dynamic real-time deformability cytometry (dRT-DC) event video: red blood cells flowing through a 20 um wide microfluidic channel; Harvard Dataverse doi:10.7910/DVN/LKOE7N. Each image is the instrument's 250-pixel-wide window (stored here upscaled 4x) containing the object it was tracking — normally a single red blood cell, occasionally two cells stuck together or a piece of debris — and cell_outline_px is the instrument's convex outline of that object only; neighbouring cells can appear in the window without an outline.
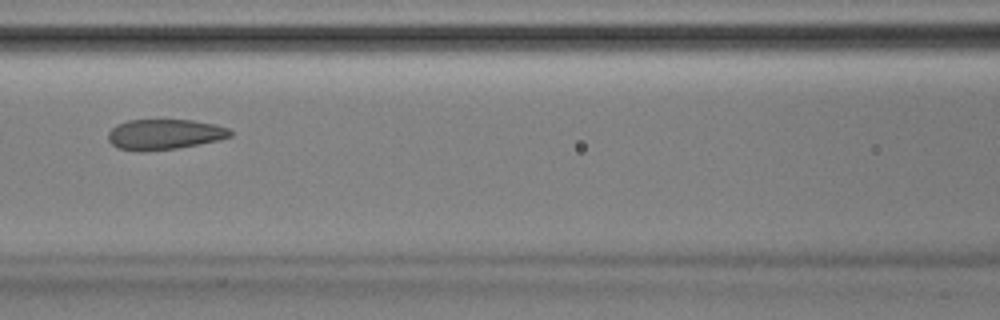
{"species": "Egyptian fruit bat (a non-hibernating species)", "species_latin": "Rousettus aegyptiacus", "temperature_condition": "room temperature", "stored_images_in_passage": 52, "camera_frame_rate_fps": 3000, "um_per_image_px": 0.085, "animal": {"sex": "male"}, "frame": {"image": 1, "passage_image": 23, "time_ms": 7.333, "image_size_px": [1000, 320], "cell_outline_px": [[232, 136], [220, 140], [176, 148], [116, 148], [108, 140], [108, 132], [116, 124], [128, 120], [192, 120], [216, 124], [228, 128], [232, 132]], "centroid_in_image_um": [14.03, 11.37], "position_along_channel_um": 152.6, "area_um2": 20.92}, "authors_computed_cell_mechanics": {"area_um2": 23.12, "velocity_mm_per_s": 3.8917, "shape_relaxation_time_tau1_ms": null, "shape_relaxation_time_tau2_ms": 1.5558, "deformation_change_tau1": null, "deformation_change_tau2": 0.0725}}